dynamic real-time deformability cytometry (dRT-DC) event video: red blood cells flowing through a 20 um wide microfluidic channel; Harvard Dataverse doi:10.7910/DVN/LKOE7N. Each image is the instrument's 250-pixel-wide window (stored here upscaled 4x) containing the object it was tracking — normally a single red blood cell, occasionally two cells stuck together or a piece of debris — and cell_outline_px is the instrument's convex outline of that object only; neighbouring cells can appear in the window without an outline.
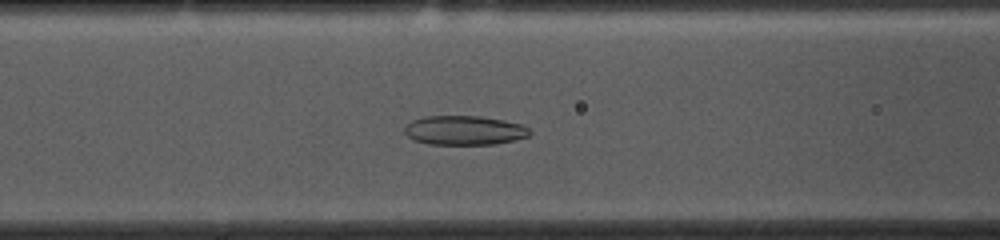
{"species": "common noctule bat (a hibernating species)", "species_latin": "Nyctalus noctula", "temperature_condition": "cold", "stored_images_in_passage": 53, "camera_frame_rate_fps": 3000, "um_per_image_px": 0.085, "animal": {"sex": "female", "body_mass_g": 10.0, "forearm_length_mm": 53.1}, "frame": {"image": 1, "passage_image": 20, "time_ms": 6.333, "image_size_px": [1000, 240], "cell_outline_px": [[532, 132], [528, 136], [496, 144], [428, 144], [416, 140], [408, 136], [404, 132], [404, 128], [412, 120], [424, 116], [480, 116], [504, 120], [524, 124]], "centroid_in_image_um": [39.49, 11.07], "position_along_channel_um": 127.1, "area_um2": 21.33}}
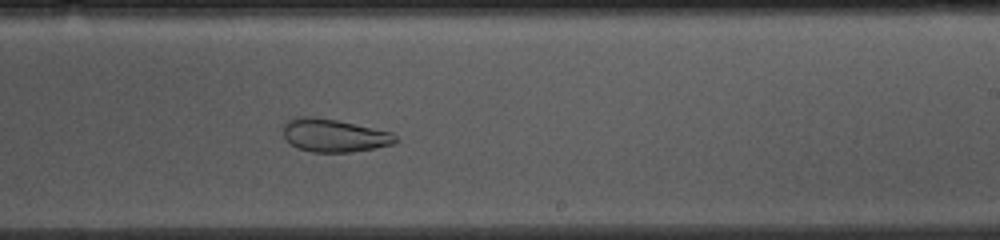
{"frame": {"image": 2, "passage_image": 31, "time_ms": 10.0, "image_size_px": [1000, 240], "cell_outline_px": [[396, 140], [392, 144], [372, 148], [348, 152], [312, 152], [300, 148], [292, 144], [284, 136], [280, 124], [288, 120], [300, 116], [312, 116], [336, 120], [392, 132], [396, 136]], "centroid_in_image_um": [28.33, 11.49], "position_along_channel_um": 260.7, "area_um2": 21.39}}
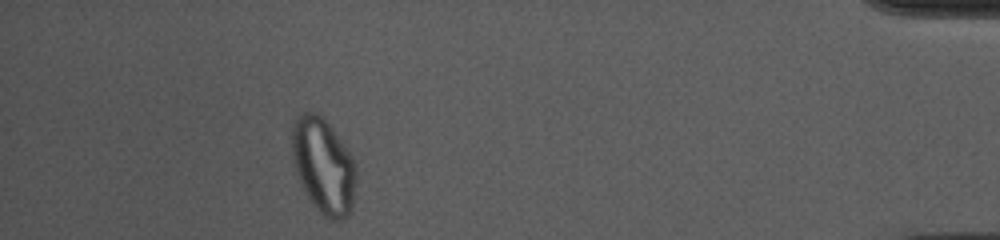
{"frame": {"image": 3, "passage_image": 48, "time_ms": 15.667, "image_size_px": [1000, 240], "cell_outline_px": [[356, 176], [352, 212], [348, 216], [340, 220], [332, 220], [324, 216], [320, 212], [308, 196], [296, 172], [292, 160], [292, 124], [296, 116], [304, 112], [320, 112], [332, 128], [352, 156], [356, 164]], "centroid_in_image_um": [27.5, 14.07], "position_along_channel_um": 407.7, "area_um2": 35.78}, "authors_computed_cell_mechanics": {"area_um2": 26.0678, "velocity_mm_per_s": 3.6474, "shape_relaxation_time_tau1_ms": null, "shape_relaxation_time_tau2_ms": 1.3435, "deformation_change_tau1": null, "deformation_change_tau2": 0.055}}